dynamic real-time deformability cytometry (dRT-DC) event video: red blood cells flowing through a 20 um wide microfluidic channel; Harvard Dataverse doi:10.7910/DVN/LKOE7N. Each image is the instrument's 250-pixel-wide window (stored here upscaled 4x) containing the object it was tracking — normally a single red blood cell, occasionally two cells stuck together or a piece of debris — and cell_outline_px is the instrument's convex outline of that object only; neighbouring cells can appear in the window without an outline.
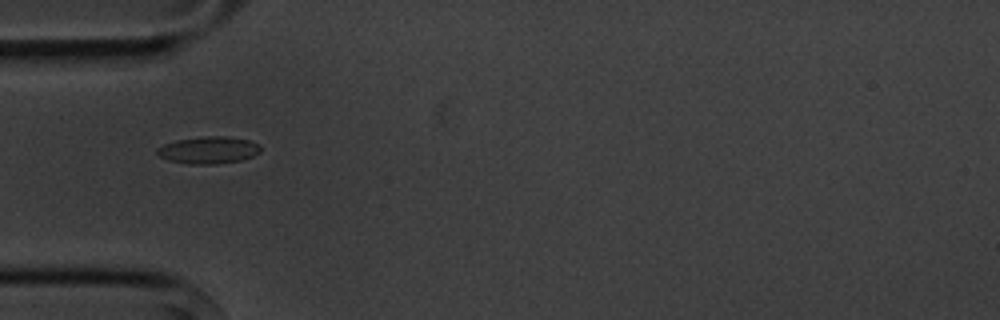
{"species": "common noctule bat (a hibernating species)", "species_latin": "Nyctalus noctula", "temperature_condition": "cold", "stored_images_in_passage": 6, "camera_frame_rate_fps": 3000, "um_per_image_px": 0.085, "animal": {"sex": "male", "body_mass_g": 20.1, "forearm_length_mm": 53.5}, "frame": {"image": 1, "passage_image": 4, "time_ms": 3.667, "image_size_px": [1000, 320], "cell_outline_px": [[260, 152], [252, 156], [240, 160], [216, 164], [192, 164], [168, 160], [160, 156], [156, 152], [156, 148], [164, 144], [176, 140], [200, 136], [228, 136], [248, 140], [260, 144]], "centroid_in_image_um": [17.72, 12.74], "position_along_channel_um": 67.3, "area_um2": 16.36}}
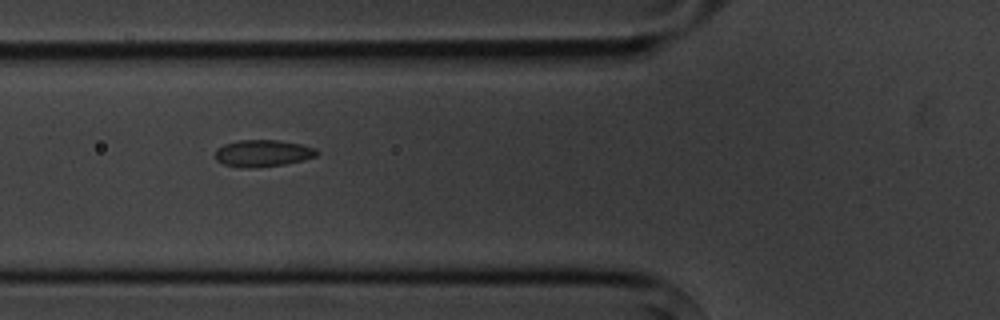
{"frame": {"image": 2, "passage_image": 5, "time_ms": 4.667, "image_size_px": [1000, 320], "cell_outline_px": [[320, 152], [316, 156], [284, 164], [248, 168], [240, 168], [224, 164], [216, 160], [216, 148], [224, 144], [236, 140], [276, 140], [304, 144], [316, 148]], "centroid_in_image_um": [22.33, 13.01], "position_along_channel_um": 103.5, "area_um2": 15.95}}
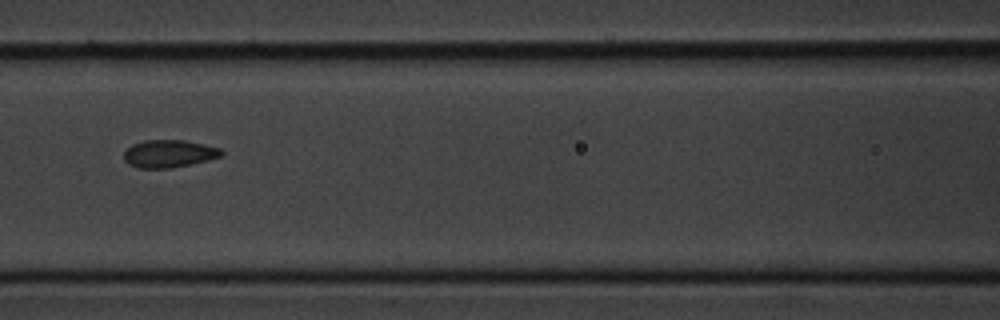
{"frame": {"image": 3, "passage_image": 6, "time_ms": 6.0, "image_size_px": [1000, 320], "cell_outline_px": [[224, 152], [220, 156], [208, 160], [172, 168], [136, 168], [128, 164], [124, 160], [124, 152], [132, 144], [144, 140], [184, 140], [204, 144], [220, 148]], "centroid_in_image_um": [14.34, 13.06], "position_along_channel_um": 152.3, "area_um2": 15.72}}